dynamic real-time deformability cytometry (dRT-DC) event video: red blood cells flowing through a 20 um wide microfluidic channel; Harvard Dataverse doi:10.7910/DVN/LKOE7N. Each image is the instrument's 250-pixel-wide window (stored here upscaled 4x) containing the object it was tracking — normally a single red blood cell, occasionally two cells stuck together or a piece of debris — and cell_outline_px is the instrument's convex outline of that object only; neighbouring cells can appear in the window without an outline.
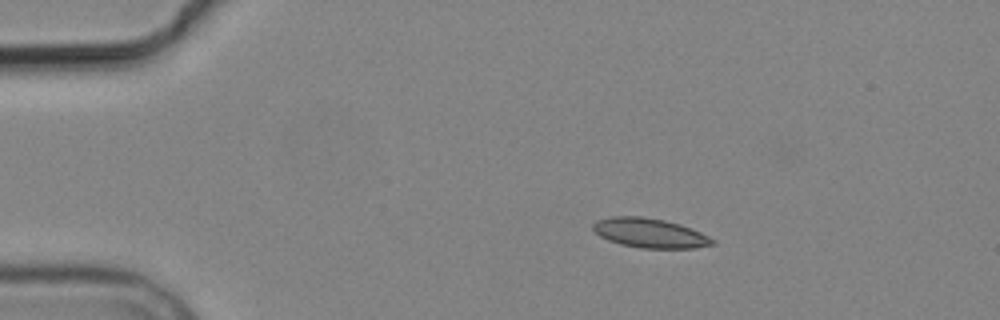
{"species": "common noctule bat (a hibernating species)", "species_latin": "Nyctalus noctula", "temperature_condition": "cold", "stored_images_in_passage": 5, "camera_frame_rate_fps": 3000, "um_per_image_px": 0.085, "animal": {"sex": "male", "body_mass_g": 19.2, "forearm_length_mm": 51.8}, "frame": {"image": 1, "passage_image": 3, "time_ms": 2.333, "image_size_px": [1000, 320], "cell_outline_px": [[716, 244], [696, 248], [640, 248], [620, 244], [608, 240], [600, 236], [592, 228], [592, 224], [596, 220], [612, 216], [644, 216], [664, 220], [680, 224], [692, 228], [716, 240]], "centroid_in_image_um": [55.25, 19.8], "position_along_channel_um": 29.8, "area_um2": 20.69}}